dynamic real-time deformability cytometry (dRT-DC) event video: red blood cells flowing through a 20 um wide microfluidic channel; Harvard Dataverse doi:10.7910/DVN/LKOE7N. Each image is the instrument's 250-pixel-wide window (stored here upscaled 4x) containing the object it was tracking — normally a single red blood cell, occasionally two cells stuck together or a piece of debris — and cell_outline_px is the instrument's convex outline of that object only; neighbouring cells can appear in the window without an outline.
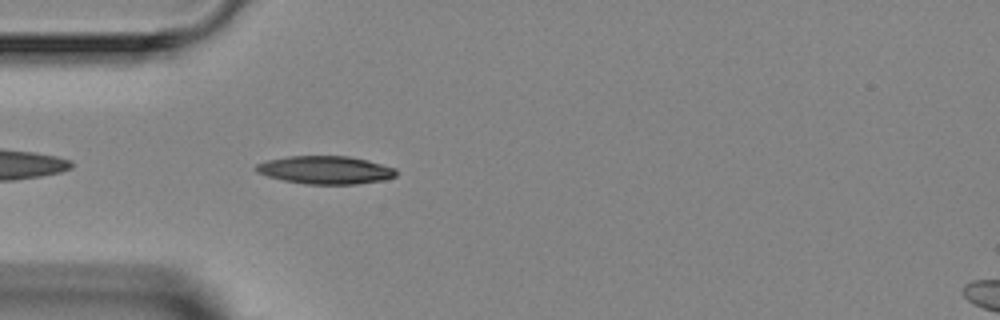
{"species": "Egyptian fruit bat (a non-hibernating species)", "species_latin": "Rousettus aegyptiacus", "temperature_condition": "room temperature", "stored_images_in_passage": 2, "camera_frame_rate_fps": 3000, "um_per_image_px": 0.085, "animal": {"sex": "female"}, "frame": {"image": 1, "passage_image": 2, "time_ms": 1.0, "image_size_px": [1000, 320], "cell_outline_px": [[396, 176], [384, 180], [356, 184], [304, 184], [284, 180], [268, 176], [256, 172], [252, 168], [256, 164], [268, 160], [288, 156], [348, 156], [368, 160], [396, 168]], "centroid_in_image_um": [27.65, 14.45], "position_along_channel_um": 57.4, "area_um2": 22.95}}